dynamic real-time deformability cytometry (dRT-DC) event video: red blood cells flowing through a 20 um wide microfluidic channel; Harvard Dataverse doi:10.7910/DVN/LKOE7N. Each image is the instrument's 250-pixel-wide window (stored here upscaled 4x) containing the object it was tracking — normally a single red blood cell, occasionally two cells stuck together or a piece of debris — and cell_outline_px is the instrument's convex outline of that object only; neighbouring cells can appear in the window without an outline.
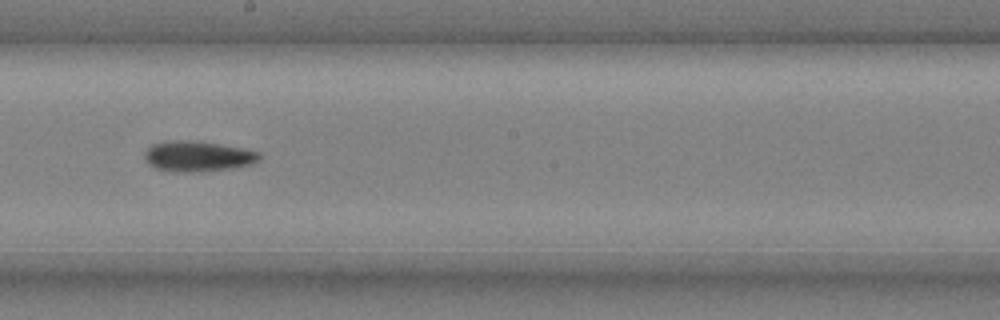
{"species": "common noctule bat (a hibernating species)", "species_latin": "Nyctalus noctula", "temperature_condition": "cold", "stored_images_in_passage": 45, "camera_frame_rate_fps": 3000, "um_per_image_px": 0.085, "animal": {"sex": "male", "body_mass_g": 20.4}, "frame": {"image": 1, "passage_image": 23, "time_ms": 7.333, "image_size_px": [1000, 320], "cell_outline_px": [[260, 160], [252, 164], [236, 168], [192, 172], [176, 172], [156, 168], [148, 164], [144, 160], [144, 152], [152, 144], [172, 140], [192, 140], [240, 148], [260, 152]], "centroid_in_image_um": [16.79, 13.29], "position_along_channel_um": 231.4, "area_um2": 20.4}}
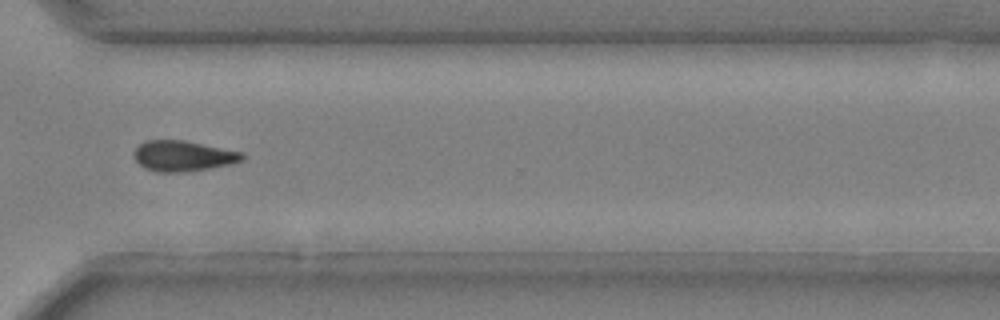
{"frame": {"image": 2, "passage_image": 33, "time_ms": 10.667, "image_size_px": [1000, 320], "cell_outline_px": [[244, 160], [232, 164], [184, 172], [156, 172], [144, 168], [136, 160], [132, 152], [144, 140], [184, 140], [244, 152]], "centroid_in_image_um": [15.57, 13.25], "position_along_channel_um": 355.0, "area_um2": 19.42}}
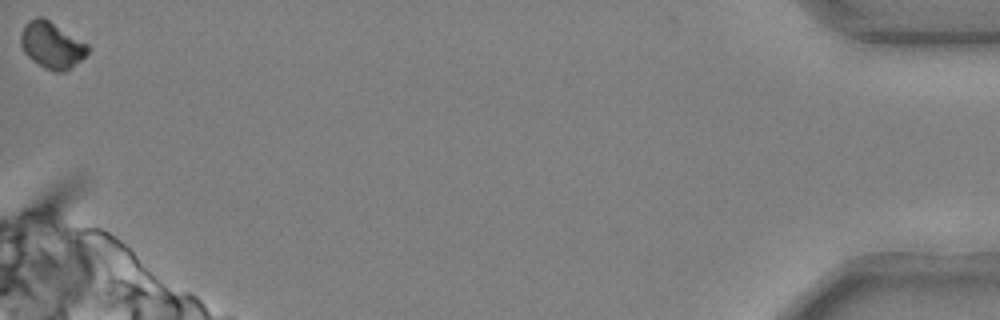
{"frame": {"image": 3, "passage_image": 45, "time_ms": 14.667, "image_size_px": [1000, 320], "cell_outline_px": [[88, 52], [80, 60], [64, 72], [52, 72], [44, 68], [32, 60], [24, 52], [20, 44], [20, 32], [28, 20], [36, 16], [40, 16], [48, 20], [88, 44]], "centroid_in_image_um": [4.36, 3.84], "position_along_channel_um": 430.8, "area_um2": 18.03}, "authors_computed_cell_mechanics": {"area_um2": 19.4786, "velocity_mm_per_s": 3.6949, "shape_relaxation_time_tau1_ms": 9.5414, "shape_relaxation_time_tau2_ms": null, "deformation_change_tau1": 0.1897, "deformation_change_tau2": null}}